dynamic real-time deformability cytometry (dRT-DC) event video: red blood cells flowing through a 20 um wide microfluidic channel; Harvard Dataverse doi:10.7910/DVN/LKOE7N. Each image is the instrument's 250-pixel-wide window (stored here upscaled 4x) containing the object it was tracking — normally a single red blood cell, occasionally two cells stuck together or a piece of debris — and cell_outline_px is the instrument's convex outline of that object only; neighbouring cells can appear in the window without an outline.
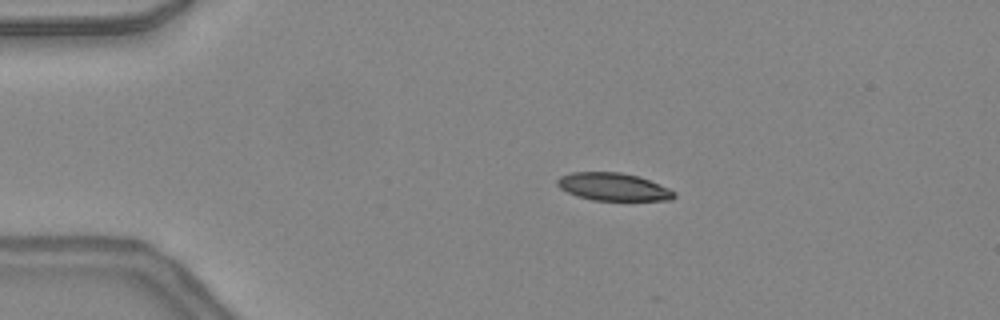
{"species": "common noctule bat (a hibernating species)", "species_latin": "Nyctalus noctula", "temperature_condition": "warm", "stored_images_in_passage": 38, "camera_frame_rate_fps": 3000, "um_per_image_px": 0.085, "animal": {"sex": "female", "body_mass_g": 24.6, "forearm_length_mm": 56.2}, "frame": {"image": 1, "passage_image": 1, "time_ms": 0.0, "image_size_px": [1000, 320], "cell_outline_px": [[676, 196], [672, 200], [592, 200], [576, 196], [560, 188], [556, 184], [556, 180], [560, 176], [572, 172], [620, 172], [636, 176], [648, 180], [668, 188], [676, 192]], "centroid_in_image_um": [52.1, 15.88], "position_along_channel_um": 32.9, "area_um2": 18.79}}
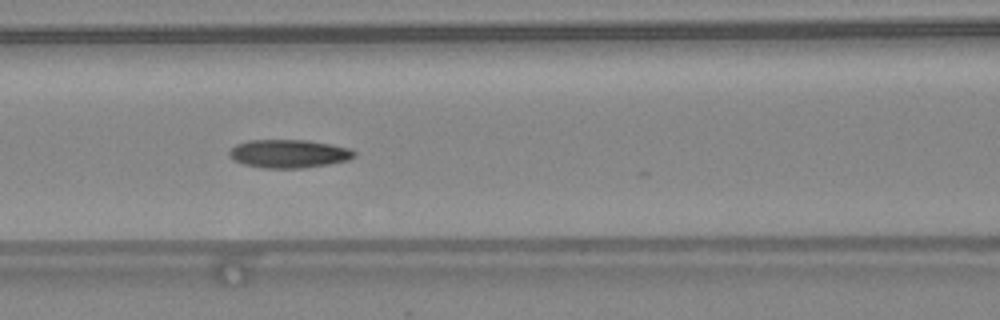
{"frame": {"image": 2, "passage_image": 12, "time_ms": 3.667, "image_size_px": [1000, 320], "cell_outline_px": [[356, 156], [348, 160], [328, 164], [300, 168], [264, 168], [244, 164], [232, 160], [228, 156], [228, 152], [236, 144], [248, 140], [308, 140], [348, 148], [356, 152]], "centroid_in_image_um": [24.51, 13.06], "position_along_channel_um": 142.1, "area_um2": 20.58}, "authors_computed_cell_mechanics": {"area_um2": 20.2011, "velocity_mm_per_s": 4.3961, "shape_relaxation_time_tau1_ms": null, "shape_relaxation_time_tau2_ms": 1.4028, "deformation_change_tau1": null, "deformation_change_tau2": 0.0792}}